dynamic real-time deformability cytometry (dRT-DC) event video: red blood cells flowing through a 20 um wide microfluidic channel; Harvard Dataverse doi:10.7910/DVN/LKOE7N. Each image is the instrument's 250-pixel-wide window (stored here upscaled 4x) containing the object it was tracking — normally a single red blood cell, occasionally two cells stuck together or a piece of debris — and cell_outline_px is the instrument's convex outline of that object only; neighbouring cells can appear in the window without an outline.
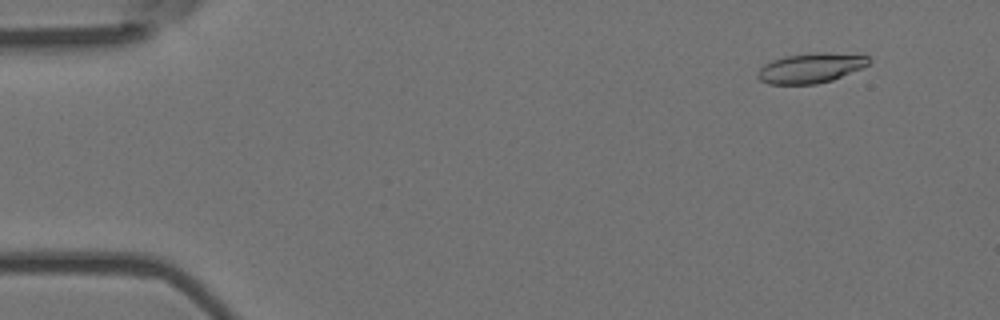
{"species": "Egyptian fruit bat (a non-hibernating species)", "species_latin": "Rousettus aegyptiacus", "temperature_condition": "room temperature", "stored_images_in_passage": 51, "camera_frame_rate_fps": 3000, "um_per_image_px": 0.085, "animal": {"sex": "female"}, "frame": {"image": 1, "passage_image": 5, "time_ms": 1.333, "image_size_px": [1000, 320], "cell_outline_px": [[872, 60], [868, 64], [860, 68], [832, 80], [816, 84], [768, 84], [760, 80], [756, 76], [756, 72], [764, 64], [772, 60], [784, 56], [812, 52], [828, 52], [868, 56]], "centroid_in_image_um": [68.86, 5.77], "position_along_channel_um": 16.1, "area_um2": 19.42}}
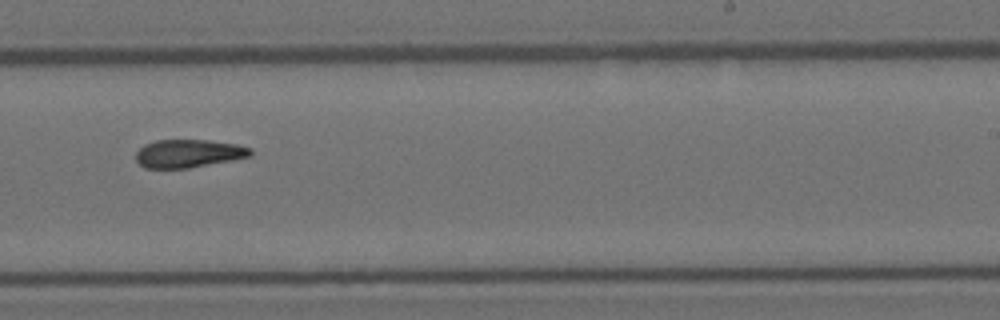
{"frame": {"image": 2, "passage_image": 32, "time_ms": 10.333, "image_size_px": [1000, 320], "cell_outline_px": [[252, 156], [232, 160], [188, 168], [144, 168], [136, 160], [136, 152], [144, 144], [156, 140], [208, 140], [236, 144], [252, 148]], "centroid_in_image_um": [16.03, 13.04], "position_along_channel_um": 273.0, "area_um2": 18.79}}
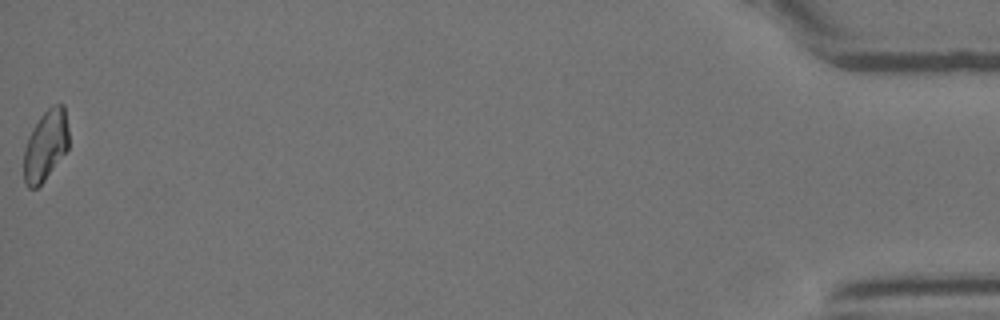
{"frame": {"image": 3, "passage_image": 51, "time_ms": 16.667, "image_size_px": [1000, 320], "cell_outline_px": [[68, 148], [44, 180], [36, 188], [28, 188], [24, 184], [24, 148], [28, 136], [32, 128], [40, 116], [52, 104], [64, 104], [68, 128]], "centroid_in_image_um": [3.86, 12.34], "position_along_channel_um": 431.3, "area_um2": 18.44}, "authors_computed_cell_mechanics": {"area_um2": 19.4208, "velocity_mm_per_s": 4.0408, "shape_relaxation_time_tau1_ms": null, "shape_relaxation_time_tau2_ms": 4.8246, "deformation_change_tau1": null, "deformation_change_tau2": 0.1285}}